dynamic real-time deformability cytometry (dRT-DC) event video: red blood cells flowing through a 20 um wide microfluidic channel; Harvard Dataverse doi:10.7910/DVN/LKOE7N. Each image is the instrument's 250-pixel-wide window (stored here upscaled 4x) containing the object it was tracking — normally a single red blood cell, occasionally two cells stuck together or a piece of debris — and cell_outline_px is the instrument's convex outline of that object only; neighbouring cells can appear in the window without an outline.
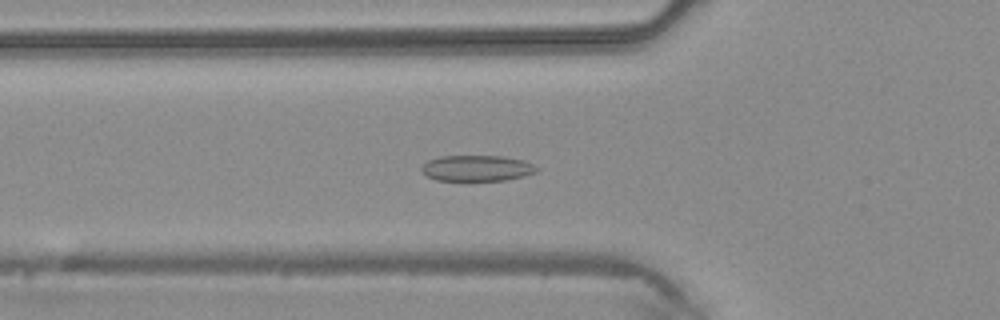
{"species": "common noctule bat (a hibernating species)", "species_latin": "Nyctalus noctula", "temperature_condition": "warm", "stored_images_in_passage": 35, "camera_frame_rate_fps": 3000, "um_per_image_px": 0.085, "animal": {"sex": "male", "body_mass_g": 20.4}, "frame": {"image": 1, "passage_image": 7, "time_ms": 2.0, "image_size_px": [1000, 320], "cell_outline_px": [[540, 168], [536, 172], [524, 176], [504, 180], [468, 184], [436, 180], [428, 176], [420, 168], [428, 160], [440, 156], [500, 156], [524, 160]], "centroid_in_image_um": [40.52, 14.35], "position_along_channel_um": 85.3, "area_um2": 18.21}}
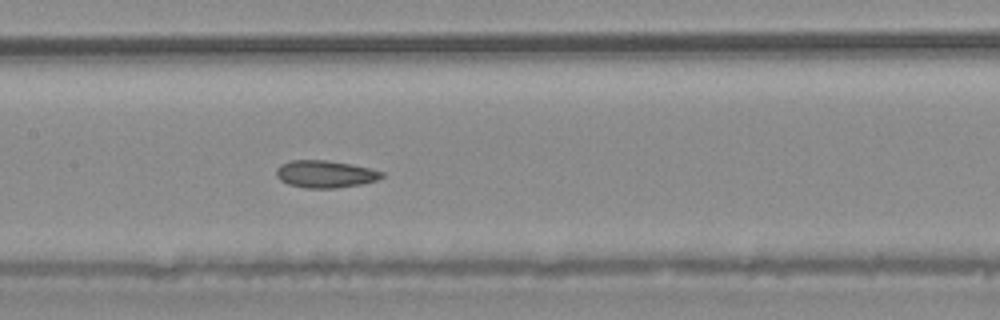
{"frame": {"image": 2, "passage_image": 13, "time_ms": 4.0, "image_size_px": [1000, 320], "cell_outline_px": [[384, 176], [376, 180], [360, 184], [336, 188], [304, 188], [288, 184], [280, 180], [276, 176], [276, 168], [280, 164], [292, 160], [328, 160], [352, 164], [384, 172]], "centroid_in_image_um": [27.61, 14.79], "position_along_channel_um": 179.8, "area_um2": 16.82}}
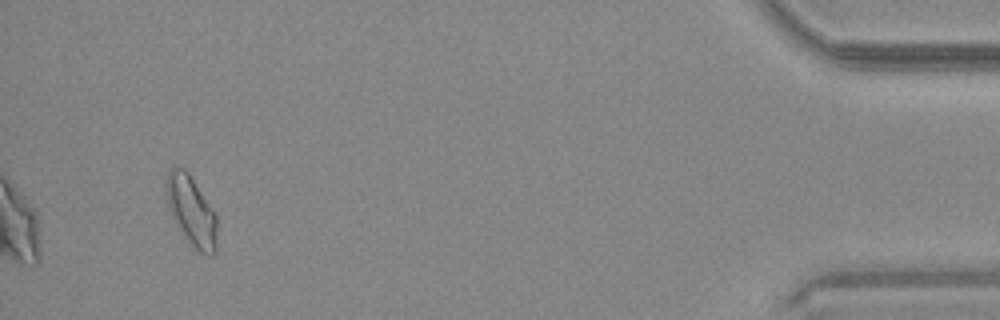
{"frame": {"image": 3, "passage_image": 33, "time_ms": 10.667, "image_size_px": [1000, 320], "cell_outline_px": [[216, 252], [212, 256], [200, 252], [188, 240], [172, 216], [164, 192], [164, 184], [168, 172], [172, 168], [184, 168], [188, 172], [216, 212]], "centroid_in_image_um": [16.27, 17.89], "position_along_channel_um": 418.9, "area_um2": 20.46}}